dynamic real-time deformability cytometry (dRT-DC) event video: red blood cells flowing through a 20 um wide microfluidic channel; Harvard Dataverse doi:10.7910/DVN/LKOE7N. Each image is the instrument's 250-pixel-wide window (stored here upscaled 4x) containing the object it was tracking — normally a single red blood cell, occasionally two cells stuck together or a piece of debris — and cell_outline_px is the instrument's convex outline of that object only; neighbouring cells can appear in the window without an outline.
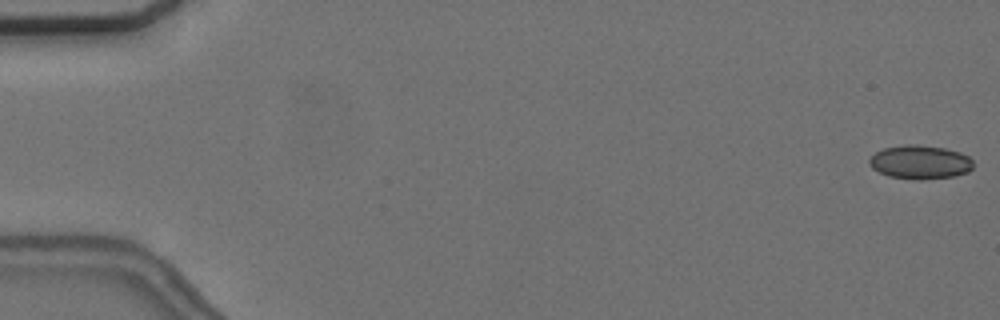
{"species": "common noctule bat (a hibernating species)", "species_latin": "Nyctalus noctula", "temperature_condition": "cold", "stored_images_in_passage": 56, "camera_frame_rate_fps": 3000, "um_per_image_px": 0.085, "animal": {"sex": "female", "body_mass_g": 24.6, "forearm_length_mm": 56.2}, "frame": {"image": 1, "passage_image": 1, "time_ms": 0.0, "image_size_px": [1000, 320], "cell_outline_px": [[972, 168], [968, 172], [952, 176], [920, 180], [888, 176], [872, 168], [868, 164], [868, 160], [876, 152], [884, 148], [904, 144], [916, 144], [944, 148], [960, 152], [968, 156], [972, 160]], "centroid_in_image_um": [78.19, 13.77], "position_along_channel_um": 6.8, "area_um2": 20.4}}
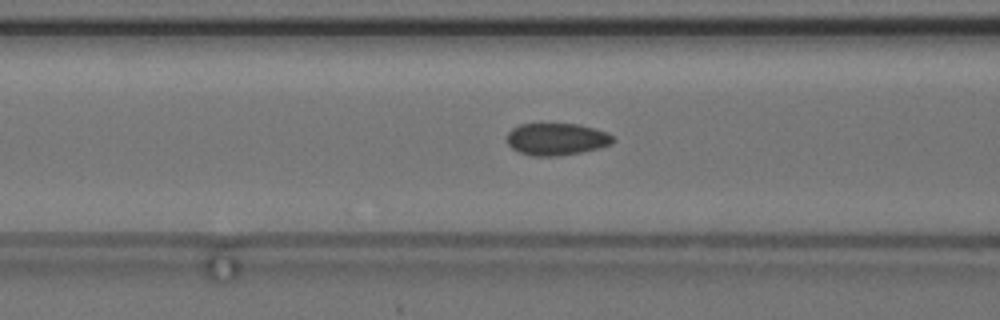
{"frame": {"image": 2, "passage_image": 23, "time_ms": 7.333, "image_size_px": [1000, 320], "cell_outline_px": [[616, 140], [612, 144], [600, 148], [580, 152], [556, 156], [532, 156], [520, 152], [512, 148], [508, 144], [508, 132], [512, 128], [520, 124], [580, 124], [608, 132]], "centroid_in_image_um": [47.34, 11.82], "position_along_channel_um": 119.3, "area_um2": 19.88}, "authors_computed_cell_mechanics": {"area_um2": 20.23, "velocity_mm_per_s": 3.6809, "shape_relaxation_time_tau1_ms": null, "shape_relaxation_time_tau2_ms": 1.3034, "deformation_change_tau1": null, "deformation_change_tau2": 0.0539}}